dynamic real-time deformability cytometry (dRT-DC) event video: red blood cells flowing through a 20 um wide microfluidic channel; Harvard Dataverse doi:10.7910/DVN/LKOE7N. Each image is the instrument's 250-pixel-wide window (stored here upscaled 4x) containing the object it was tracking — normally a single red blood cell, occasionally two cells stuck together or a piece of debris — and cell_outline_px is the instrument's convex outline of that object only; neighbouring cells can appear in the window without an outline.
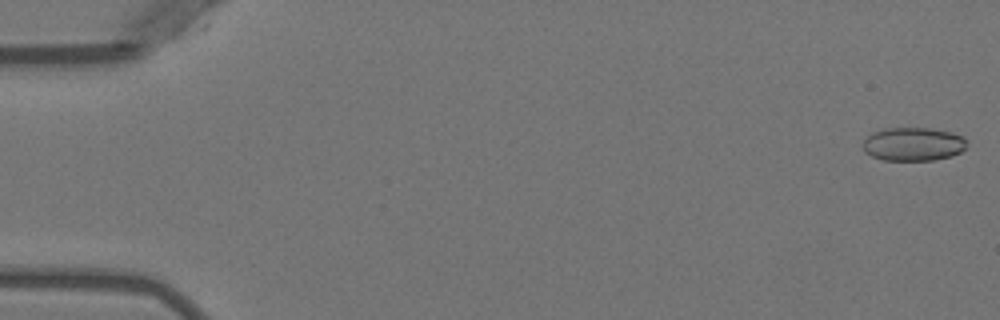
{"species": "Egyptian fruit bat (a non-hibernating species)", "species_latin": "Rousettus aegyptiacus", "temperature_condition": "warm", "stored_images_in_passage": 51, "camera_frame_rate_fps": 3000, "um_per_image_px": 0.085, "animal": {"sex": "female"}, "frame": {"image": 1, "passage_image": 1, "time_ms": 0.0, "image_size_px": [1000, 320], "cell_outline_px": [[964, 148], [960, 152], [952, 156], [932, 160], [884, 160], [872, 156], [864, 152], [860, 144], [872, 132], [884, 128], [932, 128], [952, 132], [964, 136]], "centroid_in_image_um": [77.57, 12.24], "position_along_channel_um": 7.4, "area_um2": 20.4}}
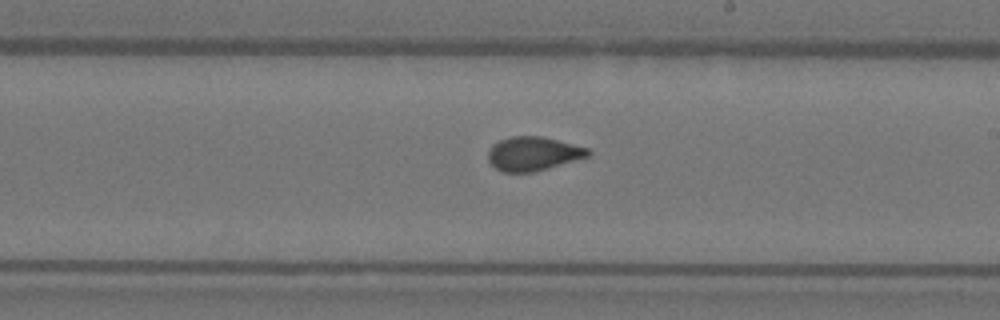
{"frame": {"image": 2, "passage_image": 30, "time_ms": 9.667, "image_size_px": [1000, 320], "cell_outline_px": [[592, 152], [588, 156], [536, 172], [504, 172], [496, 168], [488, 160], [488, 152], [492, 144], [500, 140], [512, 136], [544, 136], [588, 148]], "centroid_in_image_um": [45.32, 13.06], "position_along_channel_um": 243.7, "area_um2": 19.77}}
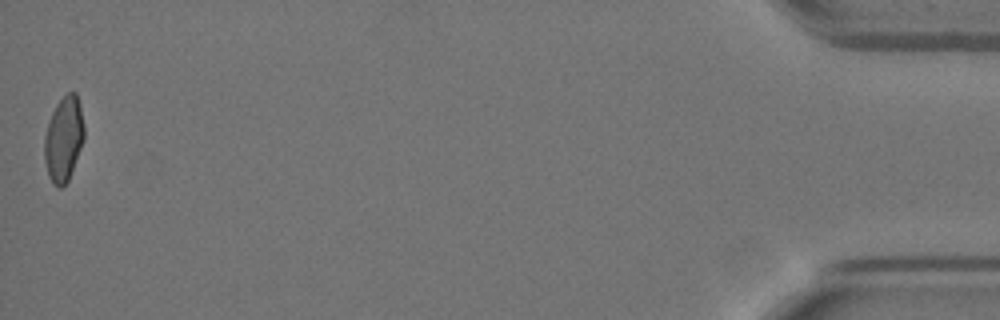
{"frame": {"image": 3, "passage_image": 51, "time_ms": 16.667, "image_size_px": [1000, 320], "cell_outline_px": [[84, 140], [68, 180], [60, 188], [52, 184], [48, 176], [44, 160], [44, 136], [52, 112], [56, 104], [68, 92], [76, 92], [80, 104], [84, 124]], "centroid_in_image_um": [5.41, 11.81], "position_along_channel_um": 429.8, "area_um2": 19.71}, "authors_computed_cell_mechanics": {"area_um2": 20.1144, "velocity_mm_per_s": 3.9895, "shape_relaxation_time_tau1_ms": 7.3967, "shape_relaxation_time_tau2_ms": 0.659, "deformation_change_tau1": 0.169, "deformation_change_tau2": 0.0437}}